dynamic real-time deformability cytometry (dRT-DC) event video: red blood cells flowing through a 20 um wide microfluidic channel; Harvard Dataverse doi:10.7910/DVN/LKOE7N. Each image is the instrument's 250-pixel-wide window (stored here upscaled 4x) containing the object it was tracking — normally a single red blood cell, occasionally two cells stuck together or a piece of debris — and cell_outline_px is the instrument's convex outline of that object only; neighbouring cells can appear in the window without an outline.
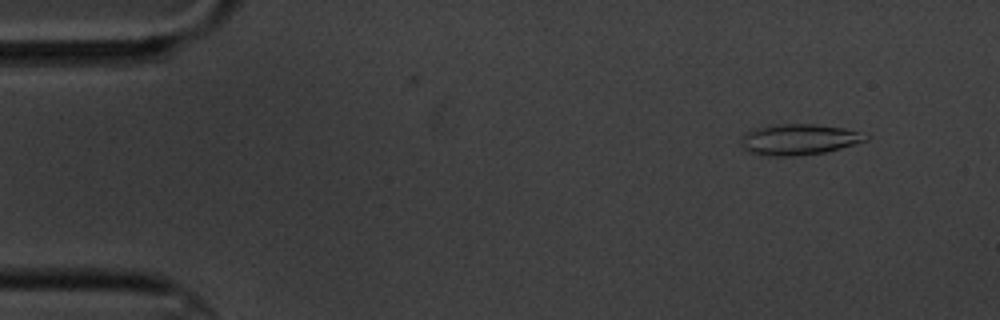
{"species": "common noctule bat (a hibernating species)", "species_latin": "Nyctalus noctula", "temperature_condition": "cold", "stored_images_in_passage": 15, "camera_frame_rate_fps": 3000, "um_per_image_px": 0.085, "animal": {"sex": "male", "body_mass_g": 20.1, "forearm_length_mm": 53.5}, "frame": {"image": 1, "passage_image": 1, "time_ms": 0.0, "image_size_px": [1000, 320], "cell_outline_px": [[868, 140], [840, 148], [824, 152], [796, 156], [760, 156], [748, 152], [744, 148], [744, 136], [748, 132], [756, 128], [776, 124], [816, 124], [844, 128], [868, 136]], "centroid_in_image_um": [67.9, 11.86], "position_along_channel_um": 17.1, "area_um2": 22.08}}
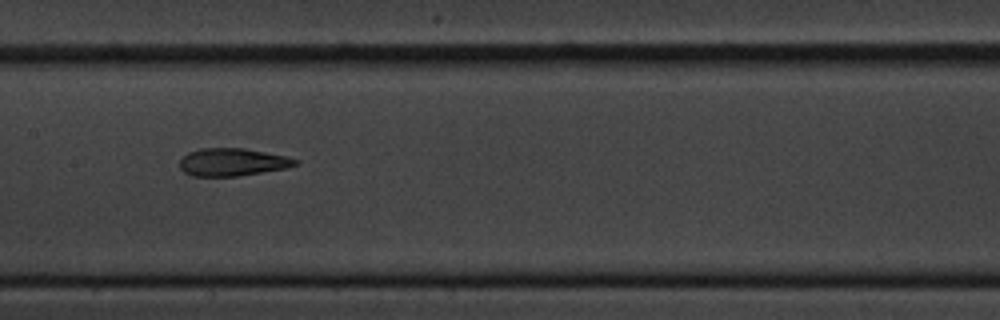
{"frame": {"image": 2, "passage_image": 7, "time_ms": 7.667, "image_size_px": [1000, 320], "cell_outline_px": [[300, 160], [296, 164], [288, 168], [236, 176], [192, 176], [184, 172], [180, 168], [180, 160], [188, 152], [200, 148], [244, 148], [284, 156]], "centroid_in_image_um": [19.73, 13.78], "position_along_channel_um": 187.7, "area_um2": 18.55}}
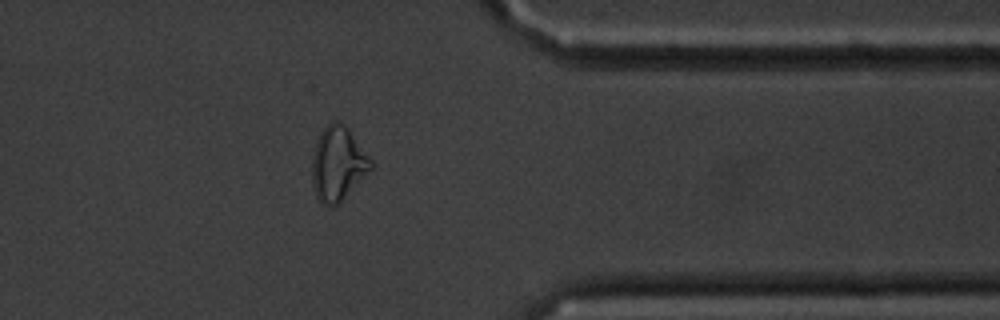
{"frame": {"image": 3, "passage_image": 12, "time_ms": 13.667, "image_size_px": [1000, 320], "cell_outline_px": [[376, 164], [336, 204], [324, 204], [316, 196], [312, 184], [312, 156], [316, 140], [324, 128], [328, 124], [336, 120], [340, 120], [348, 128]], "centroid_in_image_um": [28.72, 13.85], "position_along_channel_um": 382.7, "area_um2": 25.03}, "authors_computed_cell_mechanics": {"area_um2": 19.8254, "velocity_mm_per_s": 3.4313, "shape_relaxation_time_tau1_ms": 4.2466, "shape_relaxation_time_tau2_ms": 1.115, "deformation_change_tau1": 0.1341, "deformation_change_tau2": 0.0762}}